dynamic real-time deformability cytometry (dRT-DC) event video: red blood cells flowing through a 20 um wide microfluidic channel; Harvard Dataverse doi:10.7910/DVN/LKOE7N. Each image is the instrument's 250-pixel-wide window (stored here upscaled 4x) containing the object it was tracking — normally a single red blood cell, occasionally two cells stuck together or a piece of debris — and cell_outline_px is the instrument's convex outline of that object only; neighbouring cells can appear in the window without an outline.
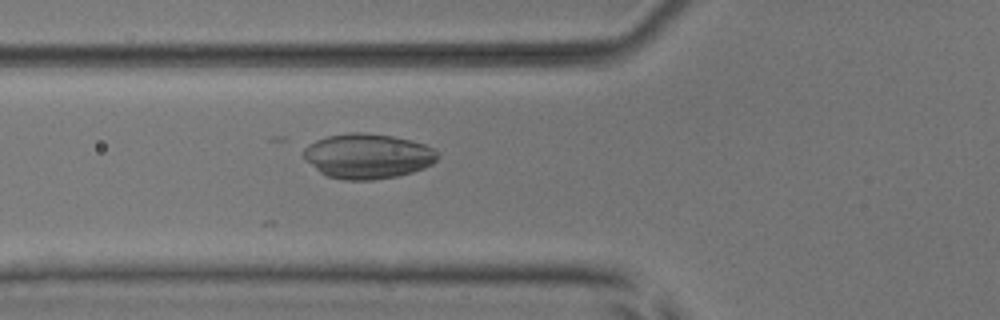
{"species": "common noctule bat (a hibernating species)", "species_latin": "Nyctalus noctula", "temperature_condition": "room temperature", "stored_images_in_passage": 22, "camera_frame_rate_fps": 3000, "um_per_image_px": 0.085, "animal": {"sex": "male", "body_mass_g": 17.9, "forearm_length_mm": 54.2}, "frame": {"image": 1, "passage_image": 3, "time_ms": 0.667, "image_size_px": [1000, 320], "cell_outline_px": [[440, 156], [432, 164], [424, 168], [412, 172], [396, 176], [372, 180], [344, 180], [328, 176], [320, 172], [304, 156], [304, 148], [308, 144], [316, 140], [328, 136], [348, 132], [360, 132], [392, 136], [412, 140], [424, 144], [440, 152]], "centroid_in_image_um": [31.29, 13.26], "position_along_channel_um": 94.5, "area_um2": 35.03}}
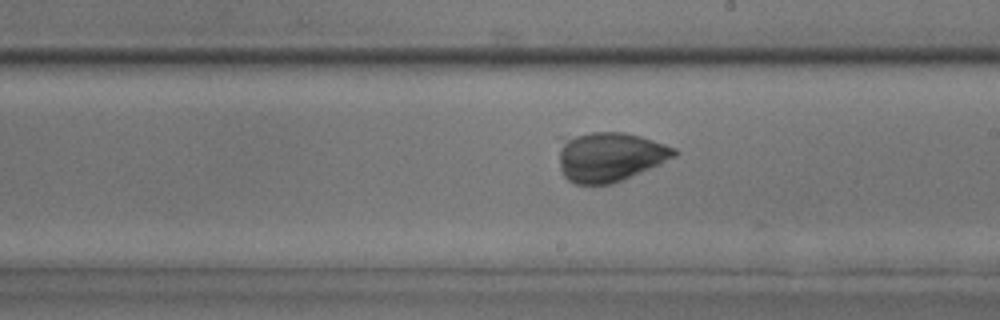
{"frame": {"image": 2, "passage_image": 14, "time_ms": 4.333, "image_size_px": [1000, 320], "cell_outline_px": [[680, 152], [676, 156], [660, 164], [624, 180], [612, 184], [576, 184], [568, 180], [564, 176], [560, 168], [556, 136], [592, 132], [624, 132], [640, 136], [676, 148]], "centroid_in_image_um": [51.75, 13.3], "position_along_channel_um": 237.2, "area_um2": 34.22}}
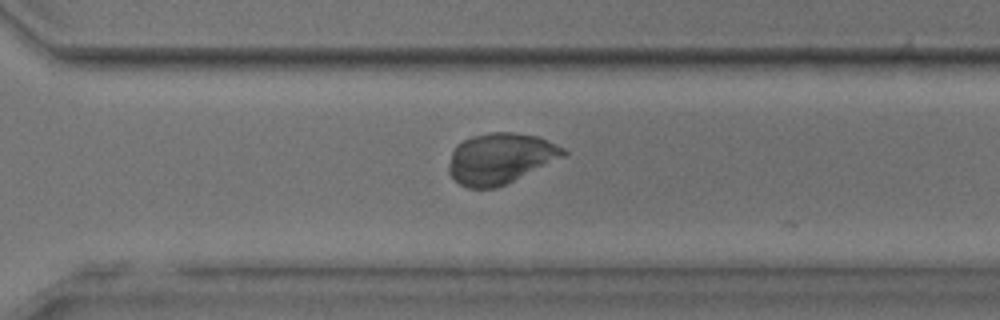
{"frame": {"image": 3, "passage_image": 21, "time_ms": 6.667, "image_size_px": [1000, 320], "cell_outline_px": [[568, 156], [496, 188], [468, 188], [460, 184], [448, 172], [448, 164], [452, 152], [464, 140], [472, 136], [488, 132], [516, 132], [540, 136], [564, 148], [568, 152]], "centroid_in_image_um": [42.58, 13.46], "position_along_channel_um": 328.0, "area_um2": 34.1}}